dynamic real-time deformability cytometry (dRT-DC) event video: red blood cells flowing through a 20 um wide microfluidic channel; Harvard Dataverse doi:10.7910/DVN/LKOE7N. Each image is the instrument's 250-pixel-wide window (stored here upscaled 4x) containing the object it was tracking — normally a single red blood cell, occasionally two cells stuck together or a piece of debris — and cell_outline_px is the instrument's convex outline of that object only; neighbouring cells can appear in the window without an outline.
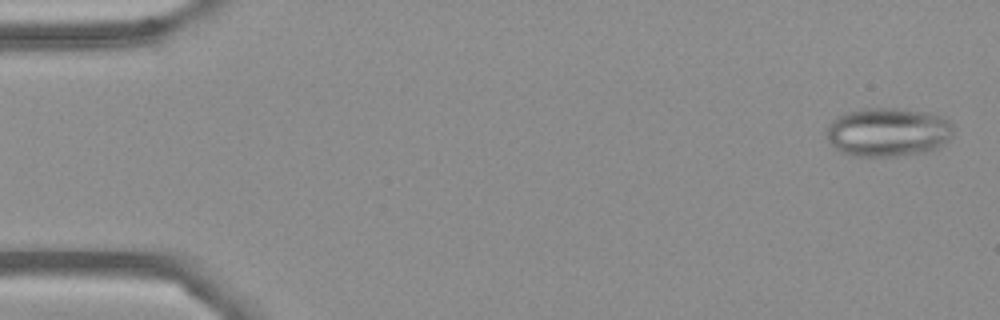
{"species": "Egyptian fruit bat (a non-hibernating species)", "species_latin": "Rousettus aegyptiacus", "temperature_condition": "cold", "stored_images_in_passage": 55, "camera_frame_rate_fps": 3000, "um_per_image_px": 0.085, "frame": {"image": 1, "passage_image": 2, "time_ms": 0.333, "image_size_px": [1000, 320], "cell_outline_px": [[952, 136], [944, 144], [936, 148], [924, 152], [896, 156], [848, 156], [840, 152], [828, 140], [828, 124], [836, 116], [848, 112], [864, 108], [900, 108], [928, 112], [944, 116], [952, 124]], "centroid_in_image_um": [75.49, 11.22], "position_along_channel_um": 9.5, "area_um2": 36.36}}
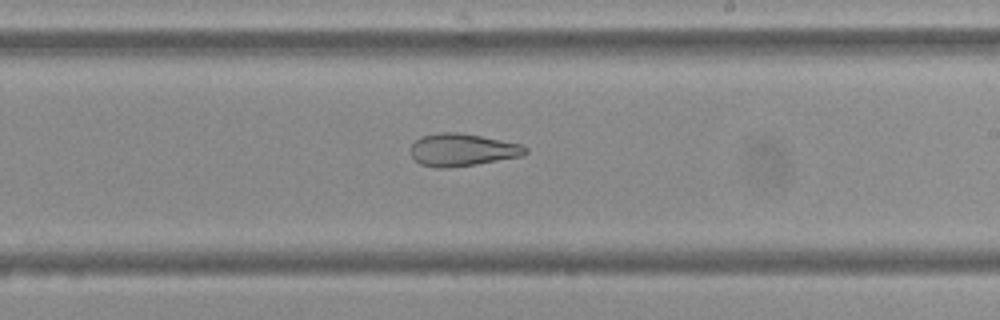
{"frame": {"image": 2, "passage_image": 32, "time_ms": 10.333, "image_size_px": [1000, 320], "cell_outline_px": [[528, 152], [520, 156], [476, 164], [448, 168], [436, 168], [420, 164], [412, 156], [412, 144], [420, 136], [436, 132], [460, 132], [520, 144], [528, 148]], "centroid_in_image_um": [39.27, 12.73], "position_along_channel_um": 249.7, "area_um2": 21.62}}
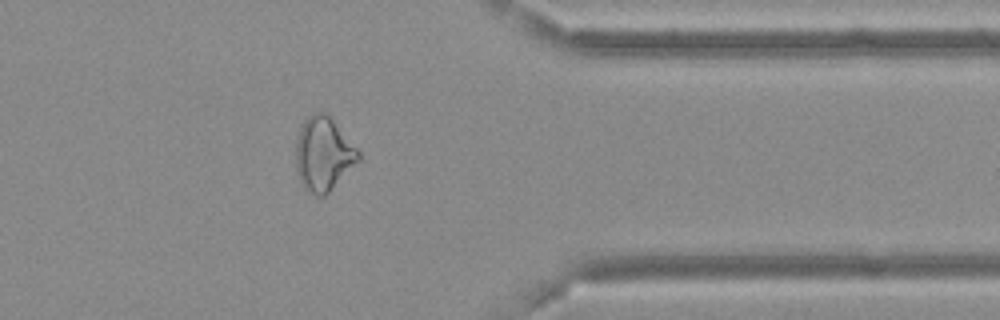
{"frame": {"image": 3, "passage_image": 44, "time_ms": 14.333, "image_size_px": [1000, 320], "cell_outline_px": [[360, 160], [324, 196], [316, 196], [300, 184], [296, 172], [296, 140], [300, 128], [308, 116], [312, 112], [324, 112], [332, 120], [360, 152]], "centroid_in_image_um": [27.46, 13.11], "position_along_channel_um": 383.9, "area_um2": 26.59}, "authors_computed_cell_mechanics": {"area_um2": 28.2642, "velocity_mm_per_s": 3.6743, "shape_relaxation_time_tau1_ms": null, "shape_relaxation_time_tau2_ms": 2.5017, "deformation_change_tau1": null, "deformation_change_tau2": 0.1088}}